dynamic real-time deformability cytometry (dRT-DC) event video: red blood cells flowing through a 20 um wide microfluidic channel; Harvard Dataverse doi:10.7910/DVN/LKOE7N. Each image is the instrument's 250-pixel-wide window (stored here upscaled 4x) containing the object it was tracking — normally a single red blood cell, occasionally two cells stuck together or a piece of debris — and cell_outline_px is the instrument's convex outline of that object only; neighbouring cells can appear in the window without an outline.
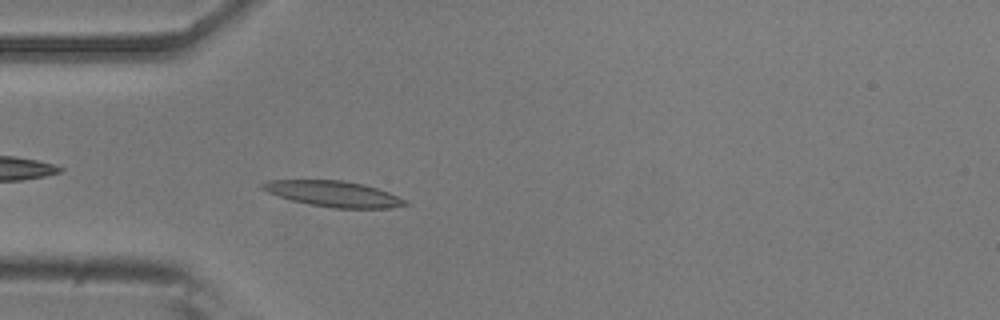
{"species": "common noctule bat (a hibernating species)", "species_latin": "Nyctalus noctula", "temperature_condition": "room temperature", "stored_images_in_passage": 44, "camera_frame_rate_fps": 3000, "um_per_image_px": 0.085, "animal": {"sex": "male", "body_mass_g": 20.5, "forearm_length_mm": 52.5}, "frame": {"image": 1, "passage_image": 6, "time_ms": 1.667, "image_size_px": [1000, 320], "cell_outline_px": [[412, 204], [392, 208], [332, 208], [308, 204], [292, 200], [268, 192], [260, 188], [260, 184], [268, 180], [344, 180], [364, 184], [388, 192], [408, 200]], "centroid_in_image_um": [28.4, 16.48], "position_along_channel_um": 56.6, "area_um2": 21.56}}
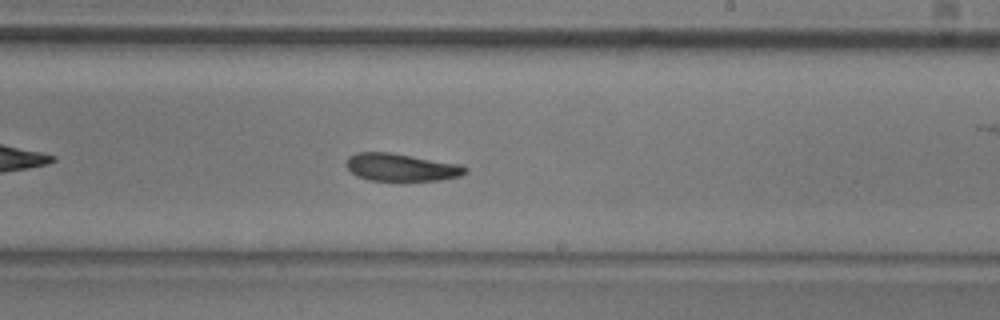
{"frame": {"image": 2, "passage_image": 22, "time_ms": 7.0, "image_size_px": [1000, 320], "cell_outline_px": [[468, 172], [460, 176], [440, 180], [368, 180], [356, 176], [348, 168], [348, 156], [356, 152], [388, 152], [460, 164], [468, 168]], "centroid_in_image_um": [34.12, 14.22], "position_along_channel_um": 254.9, "area_um2": 18.96}}
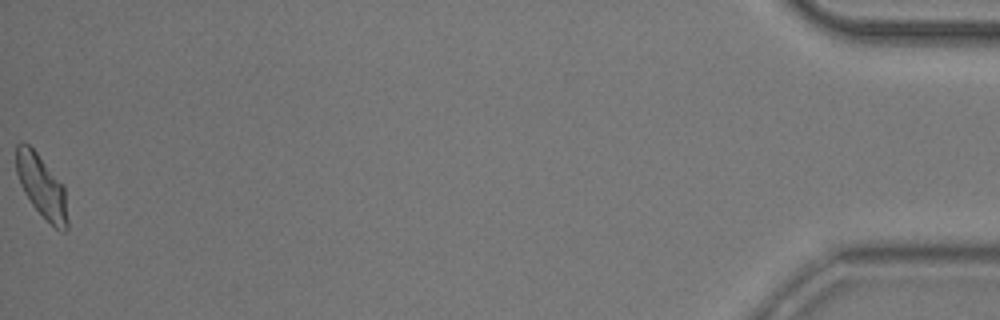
{"frame": {"image": 3, "passage_image": 44, "time_ms": 14.333, "image_size_px": [1000, 320], "cell_outline_px": [[68, 228], [64, 232], [60, 232], [32, 204], [24, 192], [20, 184], [16, 172], [16, 144], [20, 140], [24, 140], [36, 152], [64, 184], [68, 220]], "centroid_in_image_um": [3.54, 15.81], "position_along_channel_um": 431.7, "area_um2": 18.84}, "authors_computed_cell_mechanics": {"area_um2": 19.7965, "velocity_mm_per_s": 3.7842, "shape_relaxation_time_tau1_ms": 5.5609, "shape_relaxation_time_tau2_ms": 4.4402, "deformation_change_tau1": 0.1362, "deformation_change_tau2": 0.1199}}